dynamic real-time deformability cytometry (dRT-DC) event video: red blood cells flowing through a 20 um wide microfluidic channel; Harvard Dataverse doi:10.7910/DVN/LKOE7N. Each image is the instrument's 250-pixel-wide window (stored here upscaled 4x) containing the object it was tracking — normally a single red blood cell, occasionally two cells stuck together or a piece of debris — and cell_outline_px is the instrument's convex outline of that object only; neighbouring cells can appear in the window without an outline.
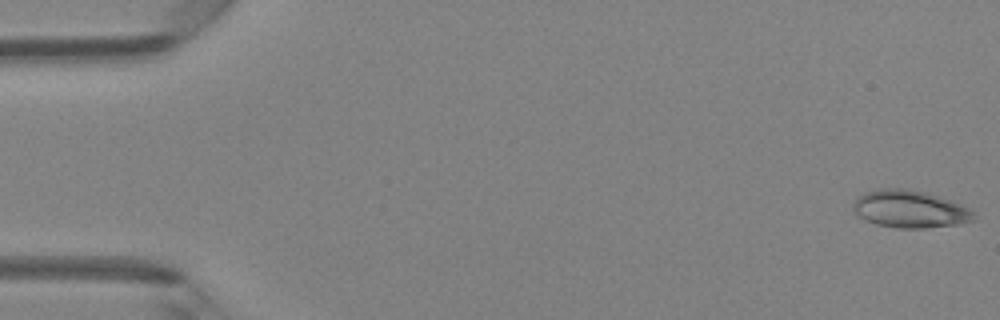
{"species": "Egyptian fruit bat (a non-hibernating species)", "species_latin": "Rousettus aegyptiacus", "temperature_condition": "room temperature", "stored_images_in_passage": 48, "camera_frame_rate_fps": 3000, "um_per_image_px": 0.085, "animal": {"sex": "female"}, "frame": {"image": 1, "passage_image": 1, "time_ms": 0.0, "image_size_px": [1000, 320], "cell_outline_px": [[972, 220], [956, 224], [924, 228], [896, 228], [876, 224], [852, 212], [852, 204], [864, 192], [880, 188], [908, 188], [928, 192], [960, 204], [968, 208], [972, 212]], "centroid_in_image_um": [77.28, 17.75], "position_along_channel_um": 7.7, "area_um2": 26.13}}
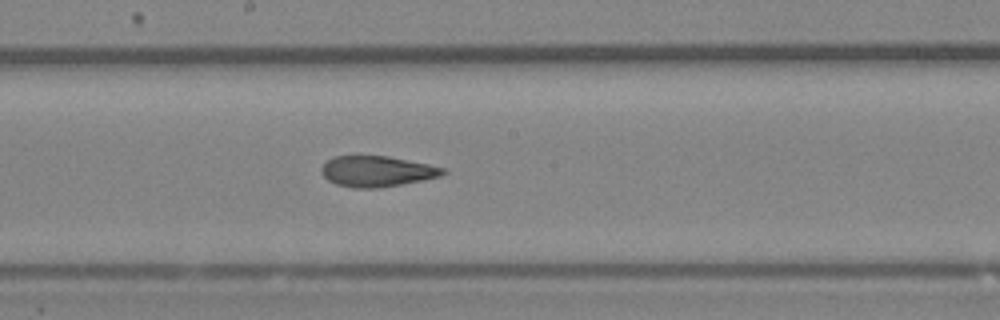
{"frame": {"image": 2, "passage_image": 26, "time_ms": 8.333, "image_size_px": [1000, 320], "cell_outline_px": [[448, 172], [440, 176], [424, 180], [380, 188], [356, 188], [336, 184], [328, 180], [320, 172], [320, 168], [332, 156], [388, 156], [448, 168]], "centroid_in_image_um": [32.06, 14.56], "position_along_channel_um": 216.1, "area_um2": 21.91}}
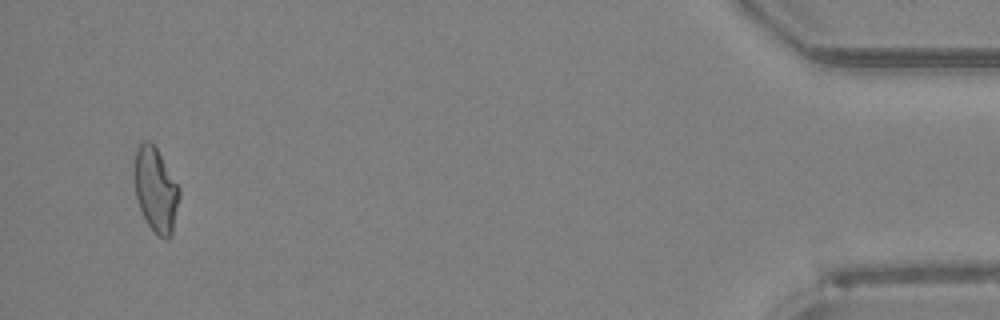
{"frame": {"image": 3, "passage_image": 46, "time_ms": 15.0, "image_size_px": [1000, 320], "cell_outline_px": [[180, 196], [172, 232], [168, 236], [160, 236], [148, 224], [140, 208], [136, 196], [132, 176], [132, 172], [136, 152], [140, 144], [144, 140], [148, 140], [156, 148], [180, 188]], "centroid_in_image_um": [13.21, 16.07], "position_along_channel_um": 422.0, "area_um2": 21.85}, "authors_computed_cell_mechanics": {"area_um2": 22.9177, "velocity_mm_per_s": 4.284, "shape_relaxation_time_tau1_ms": null, "shape_relaxation_time_tau2_ms": 3.2704, "deformation_change_tau1": null, "deformation_change_tau2": 0.1098}}